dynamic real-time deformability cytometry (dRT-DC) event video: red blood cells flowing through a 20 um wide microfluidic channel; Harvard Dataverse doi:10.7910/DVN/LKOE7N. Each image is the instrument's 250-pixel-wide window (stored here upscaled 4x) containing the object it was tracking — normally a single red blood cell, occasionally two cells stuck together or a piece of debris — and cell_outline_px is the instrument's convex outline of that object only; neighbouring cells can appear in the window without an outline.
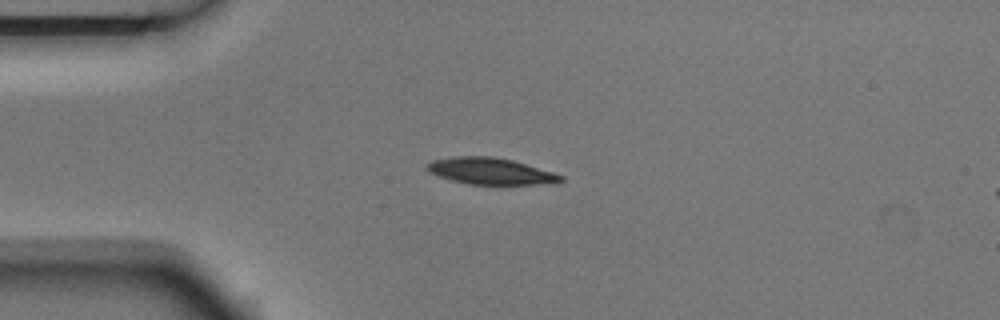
{"species": "Egyptian fruit bat (a non-hibernating species)", "species_latin": "Rousettus aegyptiacus", "temperature_condition": "room temperature", "stored_images_in_passage": 7, "camera_frame_rate_fps": 3000, "um_per_image_px": 0.085, "animal": {"sex": "male"}, "frame": {"image": 1, "passage_image": 3, "time_ms": 0.667, "image_size_px": [1000, 320], "cell_outline_px": [[564, 180], [556, 184], [468, 184], [452, 180], [440, 176], [424, 168], [424, 164], [432, 160], [456, 156], [492, 156], [512, 160], [552, 172], [564, 176]], "centroid_in_image_um": [41.7, 14.54], "position_along_channel_um": 43.3, "area_um2": 20.63}}
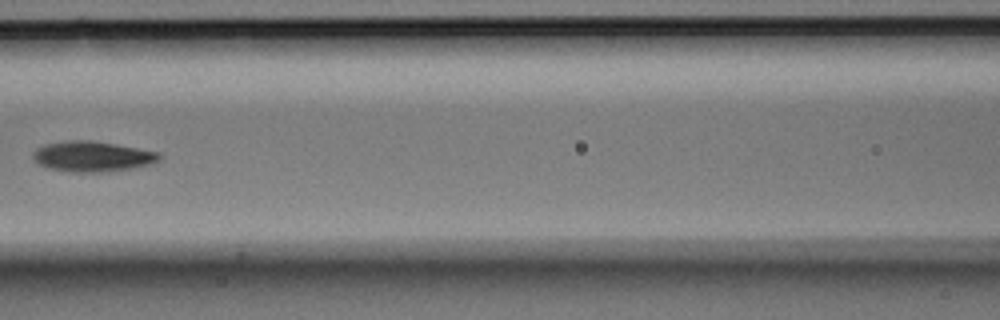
{"frame": {"image": 2, "passage_image": 6, "time_ms": 1.667, "image_size_px": [1000, 320], "cell_outline_px": [[160, 160], [152, 164], [132, 168], [104, 172], [68, 172], [48, 168], [40, 164], [32, 156], [32, 152], [36, 148], [44, 144], [64, 140], [92, 140], [116, 144], [160, 152]], "centroid_in_image_um": [7.84, 13.29], "position_along_channel_um": 158.8, "area_um2": 22.6}}
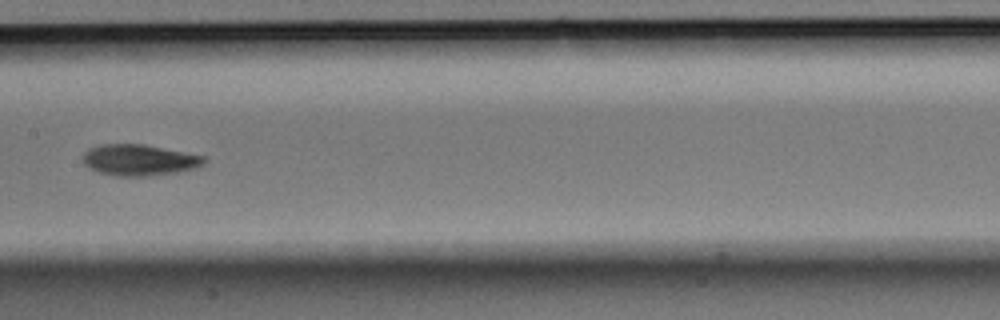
{"frame": {"image": 3, "passage_image": 7, "time_ms": 2.0, "image_size_px": [1000, 320], "cell_outline_px": [[204, 164], [196, 168], [176, 172], [144, 176], [116, 176], [100, 172], [84, 164], [84, 152], [88, 148], [100, 144], [144, 144], [204, 156]], "centroid_in_image_um": [11.82, 13.59], "position_along_channel_um": 195.6, "area_um2": 21.73}}